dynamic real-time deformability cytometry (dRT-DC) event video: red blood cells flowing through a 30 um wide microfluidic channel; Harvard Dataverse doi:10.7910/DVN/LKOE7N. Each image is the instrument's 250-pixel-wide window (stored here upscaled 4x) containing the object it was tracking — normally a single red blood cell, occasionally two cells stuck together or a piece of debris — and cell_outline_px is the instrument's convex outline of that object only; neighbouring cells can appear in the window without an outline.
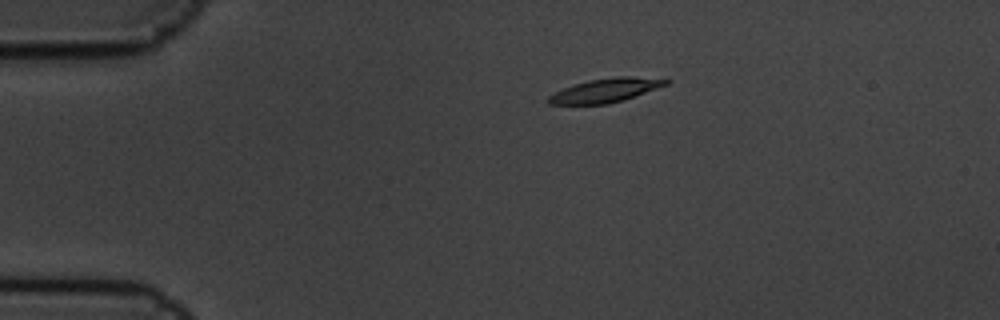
{"species": "common noctule bat (a hibernating species)", "species_latin": "Nyctalus noctula", "temperature_condition": "cold", "stored_images_in_passage": 6, "camera_frame_rate_fps": 3000, "um_per_image_px": 0.085, "animal": {"sex": "male", "body_mass_g": 19.5, "forearm_length_mm": 54.6}, "frame": {"image": 1, "passage_image": 3, "time_ms": 0.667, "image_size_px": [1000, 320], "cell_outline_px": [[672, 80], [668, 84], [624, 100], [608, 104], [548, 104], [548, 96], [572, 84], [588, 80], [616, 76], [632, 76]], "centroid_in_image_um": [51.47, 7.67], "position_along_channel_um": 33.5, "area_um2": 16.3}}
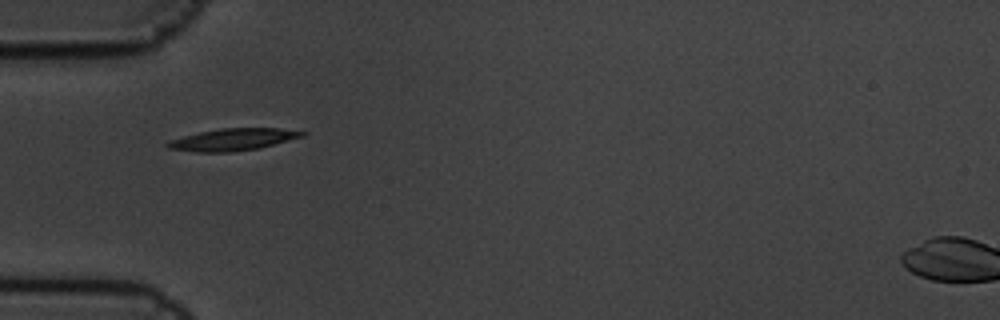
{"frame": {"image": 2, "passage_image": 5, "time_ms": 1.333, "image_size_px": [1000, 320], "cell_outline_px": [[308, 132], [304, 136], [256, 148], [232, 152], [196, 152], [168, 148], [164, 144], [168, 140], [200, 132], [220, 128], [280, 128]], "centroid_in_image_um": [19.76, 11.85], "position_along_channel_um": 65.2, "area_um2": 17.11}}
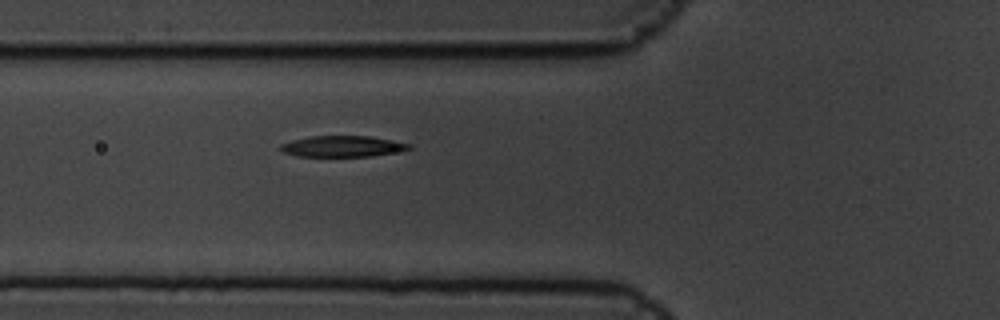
{"frame": {"image": 3, "passage_image": 6, "time_ms": 1.667, "image_size_px": [1000, 320], "cell_outline_px": [[412, 148], [372, 156], [296, 156], [284, 152], [280, 148], [280, 144], [292, 140], [312, 136], [368, 136], [392, 140], [412, 144]], "centroid_in_image_um": [29.1, 12.43], "position_along_channel_um": 96.7, "area_um2": 15.55}}